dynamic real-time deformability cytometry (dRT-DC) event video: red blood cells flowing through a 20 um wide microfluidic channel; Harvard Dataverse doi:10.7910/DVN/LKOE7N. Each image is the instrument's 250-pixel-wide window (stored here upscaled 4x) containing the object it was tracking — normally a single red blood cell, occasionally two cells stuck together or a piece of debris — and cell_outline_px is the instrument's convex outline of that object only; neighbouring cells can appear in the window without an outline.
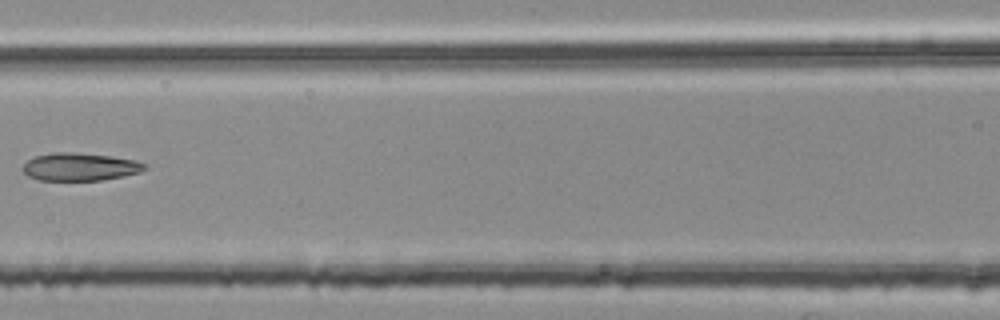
{"species": "common noctule bat (a hibernating species)", "species_latin": "Nyctalus noctula", "temperature_condition": "room temperature", "stored_images_in_passage": 6, "camera_frame_rate_fps": 3000, "um_per_image_px": 0.085, "animal": {"sex": "female", "body_mass_g": 25.1}, "frame": {"image": 1, "passage_image": 6, "time_ms": 1.667, "image_size_px": [1000, 320], "cell_outline_px": [[148, 168], [140, 172], [124, 176], [100, 180], [40, 180], [28, 176], [24, 172], [24, 164], [28, 160], [36, 156], [56, 152], [72, 152], [108, 156], [136, 160], [144, 164]], "centroid_in_image_um": [6.81, 14.18], "position_along_channel_um": 159.8, "area_um2": 19.48}}